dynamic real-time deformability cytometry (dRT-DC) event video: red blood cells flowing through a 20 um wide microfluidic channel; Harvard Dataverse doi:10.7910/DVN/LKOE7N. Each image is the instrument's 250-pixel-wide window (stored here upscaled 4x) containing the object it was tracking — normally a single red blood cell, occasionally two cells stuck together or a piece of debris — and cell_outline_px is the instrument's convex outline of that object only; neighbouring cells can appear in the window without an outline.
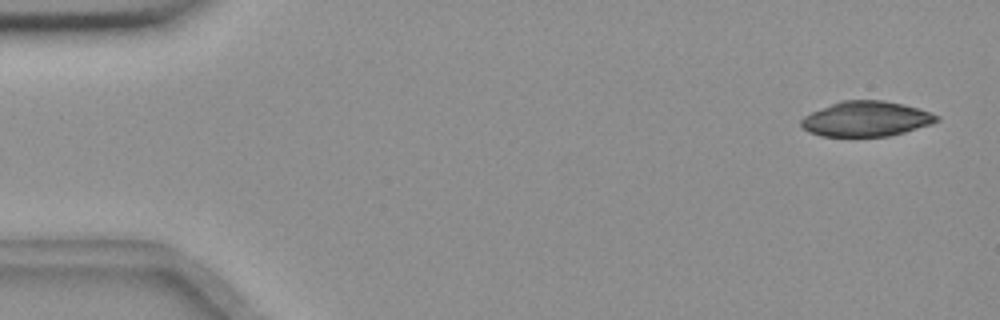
{"species": "common noctule bat (a hibernating species)", "species_latin": "Nyctalus noctula", "temperature_condition": "room temperature", "stored_images_in_passage": 53, "camera_frame_rate_fps": 3000, "um_per_image_px": 0.085, "animal": {"sex": "female", "body_mass_g": 18.4}, "frame": {"image": 1, "passage_image": 1, "time_ms": 0.0, "image_size_px": [1000, 320], "cell_outline_px": [[940, 120], [932, 124], [904, 132], [888, 136], [820, 136], [808, 132], [800, 124], [800, 120], [804, 116], [812, 112], [840, 100], [884, 100], [904, 104], [932, 112], [940, 116]], "centroid_in_image_um": [73.65, 10.1], "position_along_channel_um": 11.4, "area_um2": 27.86}}
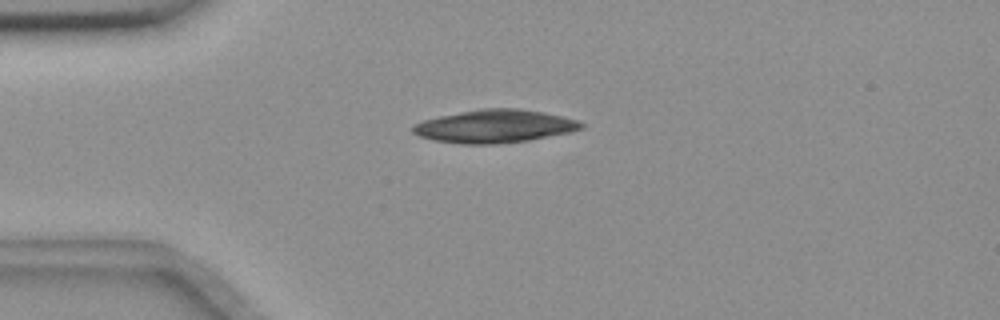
{"frame": {"image": 2, "passage_image": 12, "time_ms": 3.667, "image_size_px": [1000, 320], "cell_outline_px": [[584, 128], [572, 132], [528, 140], [492, 144], [464, 144], [436, 140], [420, 136], [412, 132], [412, 124], [424, 120], [440, 116], [480, 108], [520, 108], [544, 112], [576, 120], [584, 124]], "centroid_in_image_um": [42.06, 10.72], "position_along_channel_um": 42.9, "area_um2": 32.25}}